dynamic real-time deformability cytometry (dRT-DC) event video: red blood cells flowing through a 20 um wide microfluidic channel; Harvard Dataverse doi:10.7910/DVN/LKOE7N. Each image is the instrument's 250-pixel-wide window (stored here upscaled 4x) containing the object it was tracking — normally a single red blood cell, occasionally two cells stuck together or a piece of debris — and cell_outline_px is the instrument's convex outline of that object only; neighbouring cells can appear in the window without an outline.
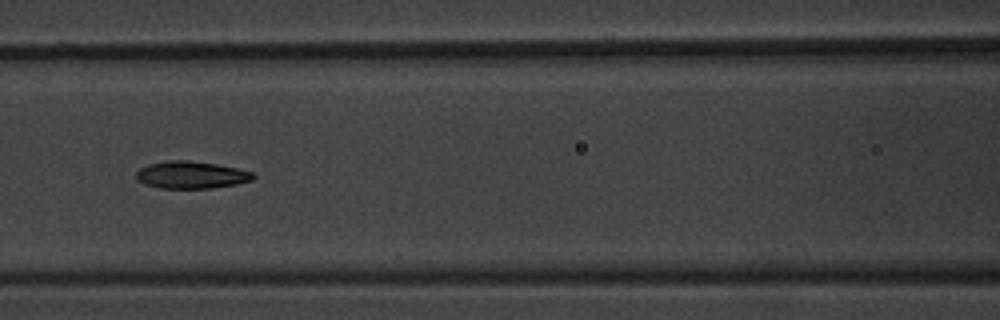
{"species": "common noctule bat (a hibernating species)", "species_latin": "Nyctalus noctula", "temperature_condition": "warm", "stored_images_in_passage": 7, "camera_frame_rate_fps": 3000, "um_per_image_px": 0.085, "animal": {"sex": "male", "body_mass_g": 20.1, "forearm_length_mm": 53.5}, "frame": {"image": 1, "passage_image": 7, "time_ms": 7.333, "image_size_px": [1000, 320], "cell_outline_px": [[256, 176], [252, 180], [236, 184], [212, 188], [160, 188], [144, 184], [136, 180], [136, 172], [140, 168], [148, 164], [168, 160], [188, 160], [216, 164], [236, 168], [252, 172]], "centroid_in_image_um": [16.22, 14.87], "position_along_channel_um": 150.4, "area_um2": 18.61}}